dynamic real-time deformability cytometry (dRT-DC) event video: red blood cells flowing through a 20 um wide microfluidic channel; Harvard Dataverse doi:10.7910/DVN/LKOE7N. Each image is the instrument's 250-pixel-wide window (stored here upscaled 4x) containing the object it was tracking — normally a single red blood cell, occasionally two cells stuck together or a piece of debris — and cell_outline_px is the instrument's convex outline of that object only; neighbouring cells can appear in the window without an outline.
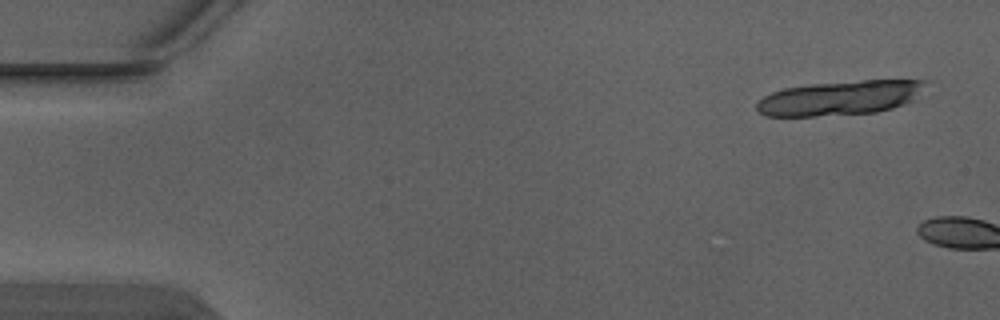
{"species": "Egyptian fruit bat (a non-hibernating species)", "species_latin": "Rousettus aegyptiacus", "temperature_condition": "warm", "stored_images_in_passage": 2, "camera_frame_rate_fps": 3000, "um_per_image_px": 0.085, "animal": {"sex": "male"}, "frame": {"image": 1, "passage_image": 1, "time_ms": 0.0, "image_size_px": [1000, 320], "cell_outline_px": [[932, 80], [916, 100], [892, 108], [876, 112], [812, 116], [768, 116], [760, 112], [756, 108], [756, 104], [764, 96], [772, 92], [784, 88], [812, 84], [860, 80]], "centroid_in_image_um": [71.49, 8.31], "position_along_channel_um": 13.5, "area_um2": 34.04}}